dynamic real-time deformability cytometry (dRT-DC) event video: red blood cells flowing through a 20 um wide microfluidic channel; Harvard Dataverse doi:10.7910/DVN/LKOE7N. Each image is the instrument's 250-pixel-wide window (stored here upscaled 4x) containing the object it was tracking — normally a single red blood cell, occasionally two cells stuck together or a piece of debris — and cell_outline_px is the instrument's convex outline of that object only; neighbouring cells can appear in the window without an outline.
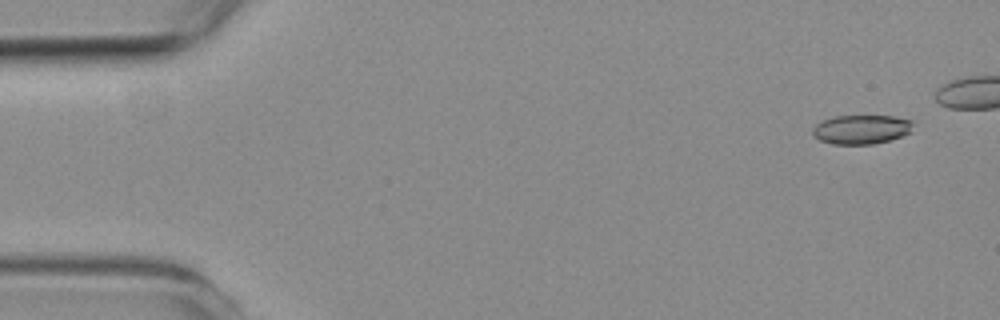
{"species": "common noctule bat (a hibernating species)", "species_latin": "Nyctalus noctula", "temperature_condition": "room temperature", "stored_images_in_passage": 4, "camera_frame_rate_fps": 3000, "um_per_image_px": 0.085, "animal": {"sex": "female", "body_mass_g": 19.3, "forearm_length_mm": 54.1}, "frame": {"image": 1, "passage_image": 1, "time_ms": 0.0, "image_size_px": [1000, 320], "cell_outline_px": [[912, 132], [888, 140], [872, 144], [832, 144], [820, 140], [812, 136], [812, 128], [816, 124], [832, 116], [892, 116], [912, 120]], "centroid_in_image_um": [73.18, 11.0], "position_along_channel_um": 11.8, "area_um2": 17.05}}